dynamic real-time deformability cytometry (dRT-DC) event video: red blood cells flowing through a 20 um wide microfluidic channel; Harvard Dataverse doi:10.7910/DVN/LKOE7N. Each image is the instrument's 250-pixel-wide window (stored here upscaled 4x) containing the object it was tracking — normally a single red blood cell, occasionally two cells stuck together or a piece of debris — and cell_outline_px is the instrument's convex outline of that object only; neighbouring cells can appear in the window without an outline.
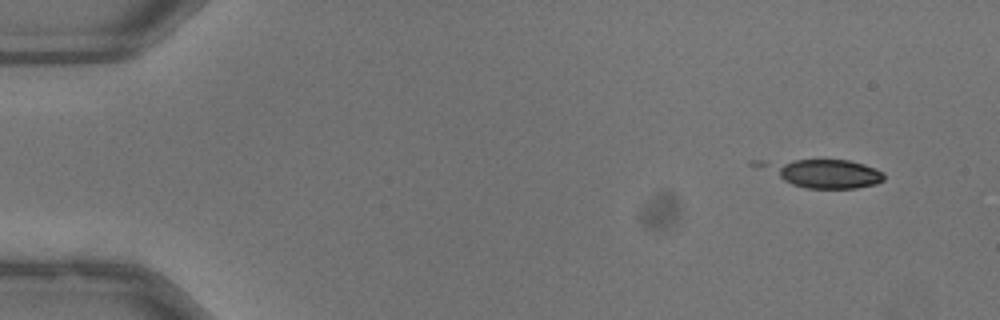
{"species": "common noctule bat (a hibernating species)", "species_latin": "Nyctalus noctula", "temperature_condition": "warm", "stored_images_in_passage": 13, "camera_frame_rate_fps": 3000, "um_per_image_px": 0.085, "animal": {"sex": "male", "body_mass_g": 13.3}, "frame": {"image": 1, "passage_image": 1, "time_ms": 0.0, "image_size_px": [1000, 320], "cell_outline_px": [[884, 180], [876, 184], [856, 188], [808, 188], [792, 184], [748, 164], [748, 160], [848, 160], [864, 164], [876, 168], [884, 172]], "centroid_in_image_um": [69.85, 14.7], "position_along_channel_um": 15.2, "area_um2": 20.87}}
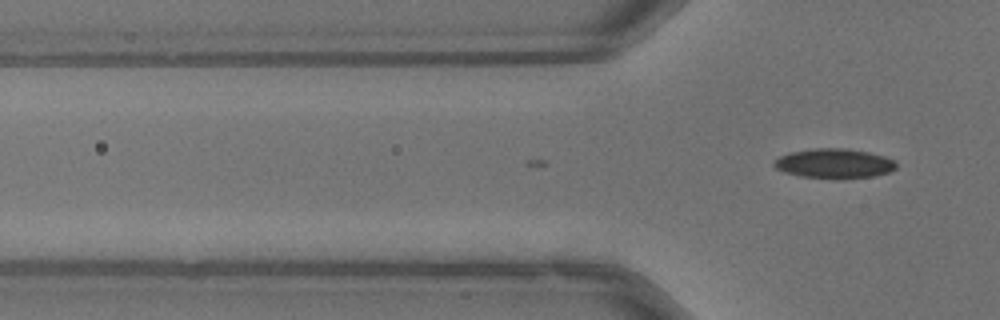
{"frame": {"image": 2, "passage_image": 13, "time_ms": 4.0, "image_size_px": [1000, 320], "cell_outline_px": [[896, 168], [888, 172], [872, 176], [840, 180], [800, 176], [784, 172], [776, 168], [772, 164], [780, 156], [788, 152], [812, 148], [844, 148], [868, 152], [884, 156], [892, 160], [896, 164]], "centroid_in_image_um": [70.87, 13.9], "position_along_channel_um": 54.9, "area_um2": 21.27}}